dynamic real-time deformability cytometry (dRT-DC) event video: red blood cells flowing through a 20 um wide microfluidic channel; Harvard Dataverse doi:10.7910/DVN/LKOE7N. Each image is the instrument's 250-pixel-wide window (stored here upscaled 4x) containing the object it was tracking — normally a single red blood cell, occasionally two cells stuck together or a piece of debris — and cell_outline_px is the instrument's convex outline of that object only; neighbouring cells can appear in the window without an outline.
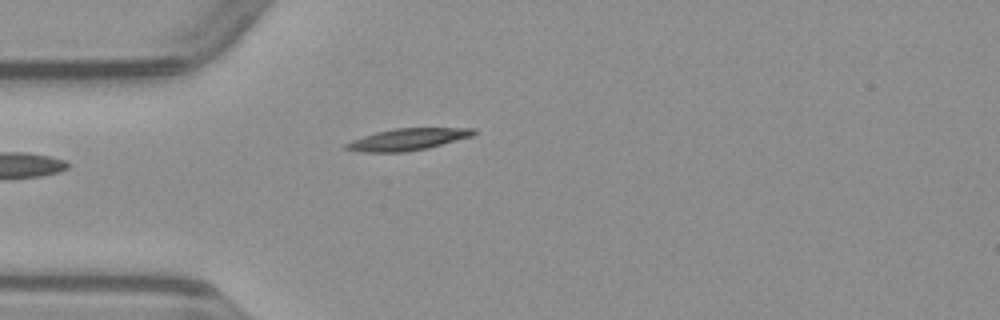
{"species": "common noctule bat (a hibernating species)", "species_latin": "Nyctalus noctula", "temperature_condition": "warm", "stored_images_in_passage": 35, "camera_frame_rate_fps": 3000, "um_per_image_px": 0.085, "animal": {"sex": "male", "body_mass_g": 23.1, "forearm_length_mm": 52.7}, "frame": {"image": 1, "passage_image": 1, "time_ms": 0.0, "image_size_px": [1000, 320], "cell_outline_px": [[476, 132], [472, 136], [428, 148], [404, 152], [360, 152], [344, 148], [344, 144], [352, 140], [376, 132], [392, 128], [476, 128]], "centroid_in_image_um": [34.64, 11.84], "position_along_channel_um": 50.4, "area_um2": 16.18}}
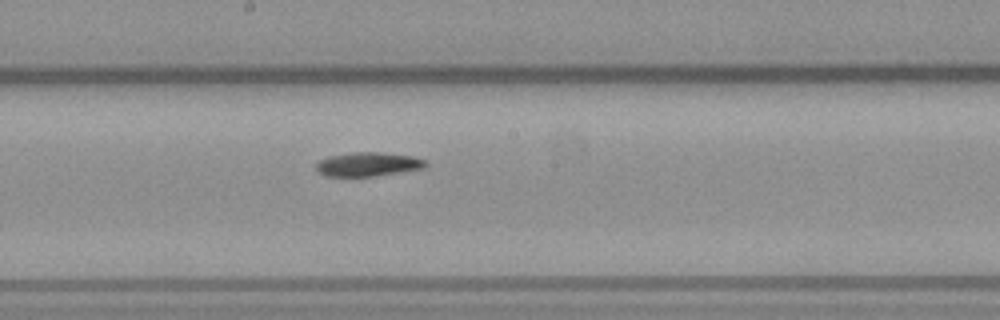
{"frame": {"image": 2, "passage_image": 14, "time_ms": 4.333, "image_size_px": [1000, 320], "cell_outline_px": [[428, 164], [424, 168], [376, 176], [324, 176], [316, 172], [316, 164], [320, 160], [328, 156], [352, 152], [380, 152], [412, 156], [428, 160]], "centroid_in_image_um": [31.28, 13.96], "position_along_channel_um": 216.9, "area_um2": 15.49}}
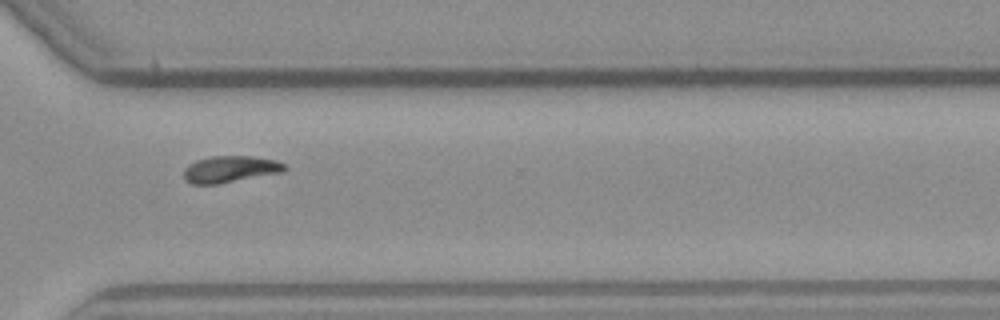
{"frame": {"image": 3, "passage_image": 24, "time_ms": 7.667, "image_size_px": [1000, 320], "cell_outline_px": [[288, 168], [284, 172], [220, 184], [192, 184], [184, 180], [184, 168], [188, 164], [196, 160], [212, 156], [252, 156], [276, 160], [284, 164]], "centroid_in_image_um": [19.57, 14.39], "position_along_channel_um": 351.0, "area_um2": 15.9}}